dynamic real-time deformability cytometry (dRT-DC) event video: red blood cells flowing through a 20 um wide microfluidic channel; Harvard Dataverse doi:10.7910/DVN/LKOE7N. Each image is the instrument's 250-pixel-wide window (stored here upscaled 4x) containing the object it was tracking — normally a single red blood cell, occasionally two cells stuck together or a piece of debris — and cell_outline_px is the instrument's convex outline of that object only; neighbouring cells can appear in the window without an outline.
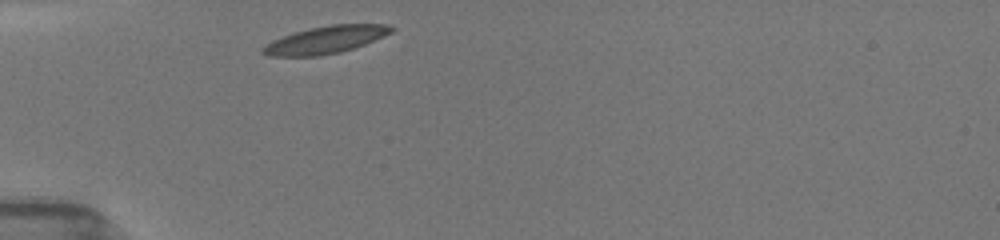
{"species": "common noctule bat (a hibernating species)", "species_latin": "Nyctalus noctula", "temperature_condition": "room temperature", "stored_images_in_passage": 30, "camera_frame_rate_fps": 3000, "um_per_image_px": 0.085, "animal": {"sex": "female", "body_mass_g": 19.5, "forearm_length_mm": 54.1}, "frame": {"image": 1, "passage_image": 1, "time_ms": 0.0, "image_size_px": [1000, 240], "cell_outline_px": [[396, 28], [392, 32], [384, 36], [364, 44], [340, 52], [320, 56], [268, 56], [260, 52], [260, 48], [272, 40], [308, 28], [332, 24], [388, 24]], "centroid_in_image_um": [27.67, 3.38], "position_along_channel_um": 57.3, "area_um2": 20.52}}
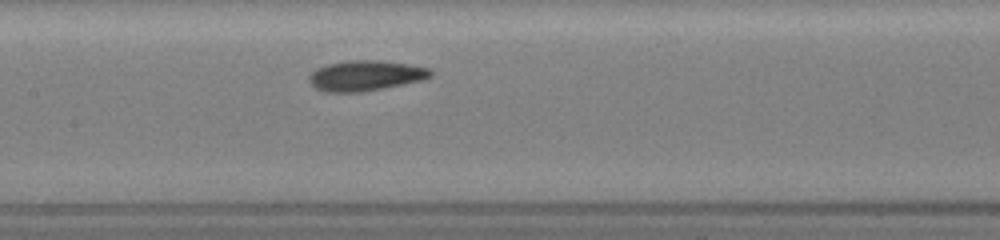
{"frame": {"image": 2, "passage_image": 11, "time_ms": 3.333, "image_size_px": [1000, 240], "cell_outline_px": [[432, 76], [424, 80], [404, 84], [360, 92], [324, 92], [316, 88], [308, 80], [308, 76], [316, 68], [328, 64], [348, 60], [380, 60], [408, 64], [428, 68], [432, 72]], "centroid_in_image_um": [31.06, 6.42], "position_along_channel_um": 176.3, "area_um2": 21.5}}
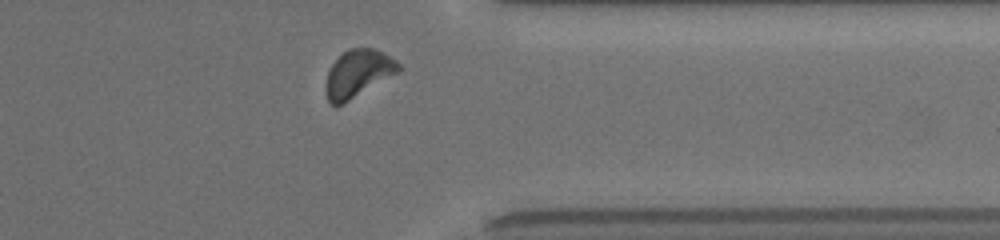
{"frame": {"image": 3, "passage_image": 27, "time_ms": 8.667, "image_size_px": [1000, 240], "cell_outline_px": [[400, 72], [348, 100], [340, 104], [332, 104], [328, 100], [324, 88], [324, 84], [328, 72], [332, 64], [348, 48], [376, 48], [396, 60], [400, 64]], "centroid_in_image_um": [30.44, 6.22], "position_along_channel_um": 381.0, "area_um2": 19.88}, "authors_computed_cell_mechanics": {"area_um2": 20.4323, "velocity_mm_per_s": 3.9151, "shape_relaxation_time_tau1_ms": 1.7265, "shape_relaxation_time_tau2_ms": 2.206, "deformation_change_tau1": 0.1132, "deformation_change_tau2": 0.0731}}